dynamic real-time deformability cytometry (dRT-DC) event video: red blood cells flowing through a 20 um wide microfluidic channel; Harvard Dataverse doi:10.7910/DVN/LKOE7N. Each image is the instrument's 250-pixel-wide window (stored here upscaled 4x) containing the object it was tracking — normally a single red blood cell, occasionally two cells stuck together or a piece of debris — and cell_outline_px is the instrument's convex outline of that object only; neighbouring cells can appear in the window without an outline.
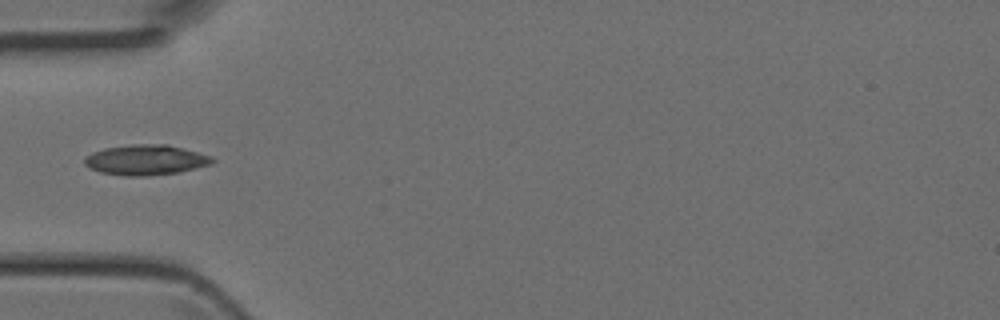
{"species": "Egyptian fruit bat (a non-hibernating species)", "species_latin": "Rousettus aegyptiacus", "temperature_condition": "room temperature", "stored_images_in_passage": 5, "camera_frame_rate_fps": 3000, "um_per_image_px": 0.085, "animal": {"sex": "female"}, "frame": {"image": 1, "passage_image": 4, "time_ms": 1.0, "image_size_px": [1000, 320], "cell_outline_px": [[216, 160], [212, 164], [180, 172], [144, 176], [124, 176], [100, 172], [88, 168], [84, 164], [84, 160], [92, 152], [104, 148], [132, 144], [168, 144], [184, 148], [212, 156]], "centroid_in_image_um": [12.41, 13.59], "position_along_channel_um": 72.6, "area_um2": 22.72}}
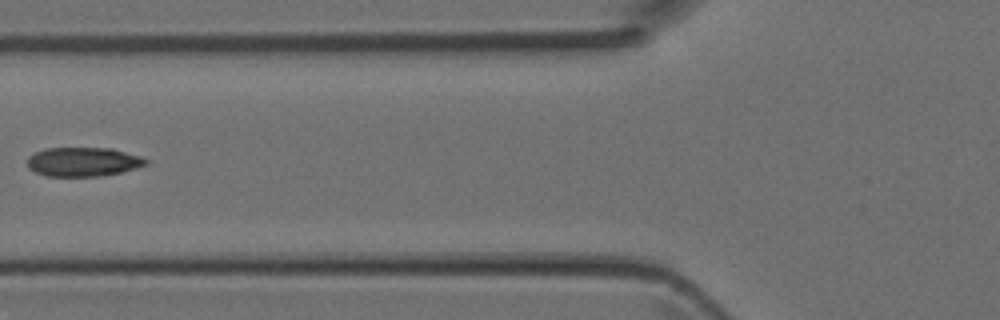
{"frame": {"image": 2, "passage_image": 5, "time_ms": 1.333, "image_size_px": [1000, 320], "cell_outline_px": [[148, 164], [136, 168], [120, 172], [100, 176], [48, 176], [36, 172], [28, 168], [28, 156], [44, 148], [112, 148], [140, 156], [148, 160]], "centroid_in_image_um": [7.07, 13.75], "position_along_channel_um": 118.7, "area_um2": 20.06}}